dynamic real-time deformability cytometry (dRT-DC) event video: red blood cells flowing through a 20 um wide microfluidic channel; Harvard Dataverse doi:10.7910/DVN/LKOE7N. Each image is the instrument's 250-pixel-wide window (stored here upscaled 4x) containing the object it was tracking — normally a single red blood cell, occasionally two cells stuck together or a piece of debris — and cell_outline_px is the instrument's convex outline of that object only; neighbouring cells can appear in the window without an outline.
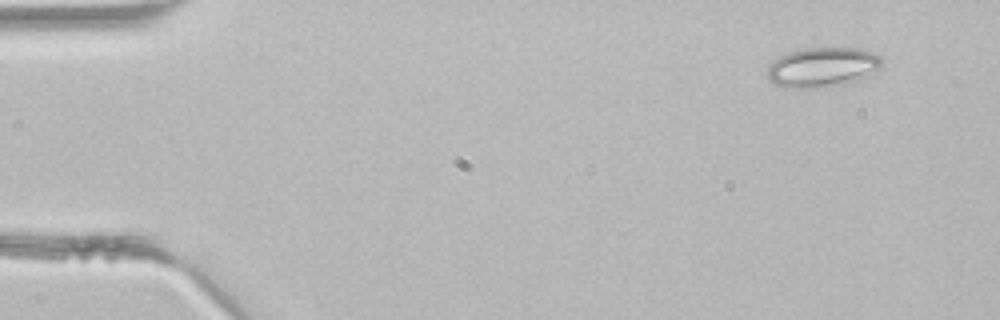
{"species": "common noctule bat (a hibernating species)", "species_latin": "Nyctalus noctula", "temperature_condition": "room temperature", "stored_images_in_passage": 2, "camera_frame_rate_fps": 3000, "um_per_image_px": 0.085, "animal": {"sex": "male", "body_mass_g": 21.5, "forearm_length_mm": 52.0}, "frame": {"image": 1, "passage_image": 2, "time_ms": 0.333, "image_size_px": [1000, 320], "cell_outline_px": [[880, 64], [864, 80], [844, 84], [816, 88], [784, 88], [772, 84], [768, 80], [768, 64], [780, 56], [788, 52], [804, 48], [860, 48], [872, 52], [880, 56]], "centroid_in_image_um": [69.86, 5.73], "position_along_channel_um": 15.1, "area_um2": 26.76}}